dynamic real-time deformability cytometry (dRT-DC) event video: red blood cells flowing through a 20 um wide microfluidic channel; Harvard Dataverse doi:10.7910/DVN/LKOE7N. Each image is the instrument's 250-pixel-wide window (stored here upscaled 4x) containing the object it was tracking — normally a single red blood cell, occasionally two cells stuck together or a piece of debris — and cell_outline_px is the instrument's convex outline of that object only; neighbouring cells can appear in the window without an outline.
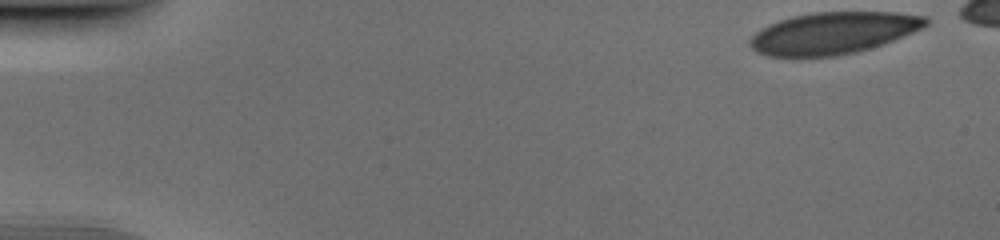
{"species": "human", "species_latin": "Homo sapiens", "temperature_condition": "cold", "stored_images_in_passage": 47, "camera_frame_rate_fps": 3000, "um_per_image_px": 0.085, "donor": {"sex": "male"}, "frame": {"image": 1, "passage_image": 1, "time_ms": 0.0, "image_size_px": [1000, 240], "cell_outline_px": [[928, 24], [912, 32], [884, 44], [856, 52], [836, 56], [768, 56], [756, 52], [748, 44], [748, 40], [760, 28], [768, 24], [792, 16], [812, 12], [896, 12], [928, 16]], "centroid_in_image_um": [70.8, 2.8], "position_along_channel_um": 14.2, "area_um2": 42.95}}
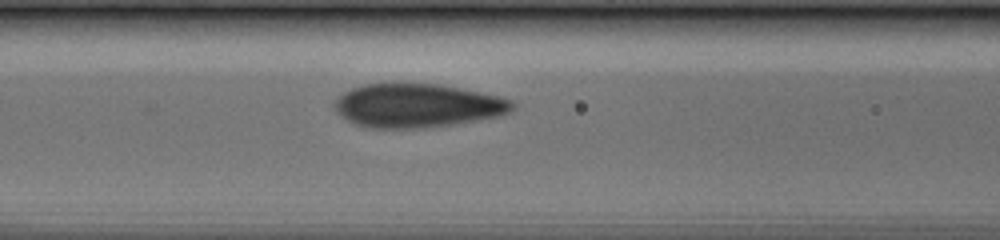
{"frame": {"image": 2, "passage_image": 20, "time_ms": 6.333, "image_size_px": [1000, 240], "cell_outline_px": [[516, 108], [512, 112], [496, 116], [448, 124], [416, 128], [368, 128], [356, 124], [340, 116], [336, 112], [332, 104], [344, 92], [352, 88], [364, 84], [392, 80], [440, 84], [480, 92], [512, 100], [516, 104]], "centroid_in_image_um": [35.41, 8.92], "position_along_channel_um": 131.2, "area_um2": 45.95}}
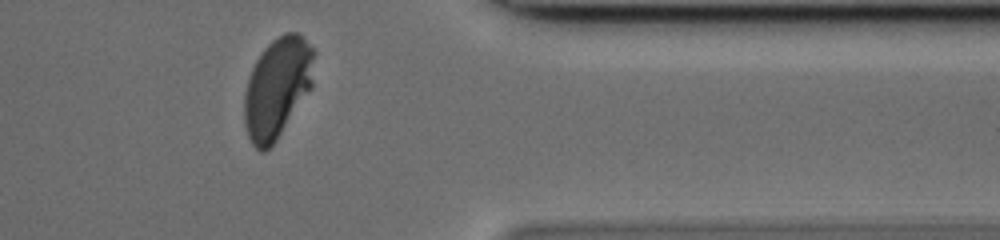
{"frame": {"image": 3, "passage_image": 40, "time_ms": 13.0, "image_size_px": [1000, 240], "cell_outline_px": [[316, 52], [312, 88], [276, 140], [264, 152], [260, 152], [252, 144], [248, 136], [244, 124], [244, 96], [248, 80], [252, 68], [256, 60], [264, 48], [272, 40], [288, 32], [296, 32], [304, 36]], "centroid_in_image_um": [23.59, 7.44], "position_along_channel_um": 387.8, "area_um2": 41.1}}